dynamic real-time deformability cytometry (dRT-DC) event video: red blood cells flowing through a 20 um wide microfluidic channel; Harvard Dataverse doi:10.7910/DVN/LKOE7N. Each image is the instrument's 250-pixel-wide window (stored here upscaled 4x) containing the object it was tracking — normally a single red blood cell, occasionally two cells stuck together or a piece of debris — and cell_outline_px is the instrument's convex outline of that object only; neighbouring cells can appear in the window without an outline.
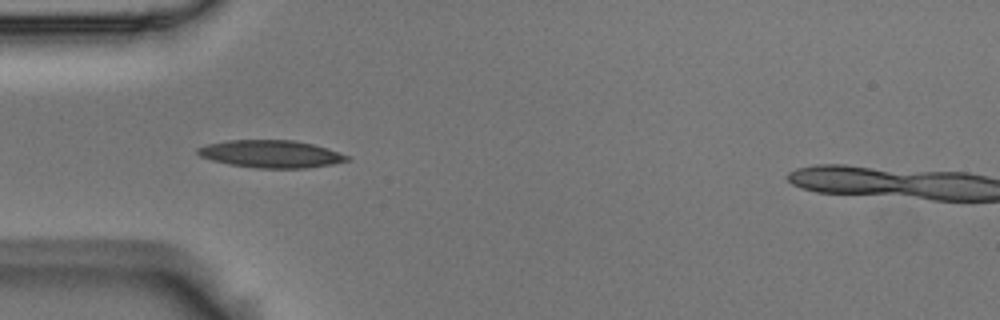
{"species": "Egyptian fruit bat (a non-hibernating species)", "species_latin": "Rousettus aegyptiacus", "temperature_condition": "room temperature", "stored_images_in_passage": 8, "camera_frame_rate_fps": 3000, "um_per_image_px": 0.085, "animal": {"sex": "male"}, "frame": {"image": 1, "passage_image": 5, "time_ms": 1.333, "image_size_px": [1000, 320], "cell_outline_px": [[352, 160], [332, 164], [308, 168], [256, 168], [228, 164], [212, 160], [200, 156], [196, 152], [196, 148], [208, 144], [228, 140], [296, 140], [328, 148], [352, 156]], "centroid_in_image_um": [23.08, 13.09], "position_along_channel_um": 61.9, "area_um2": 24.16}}
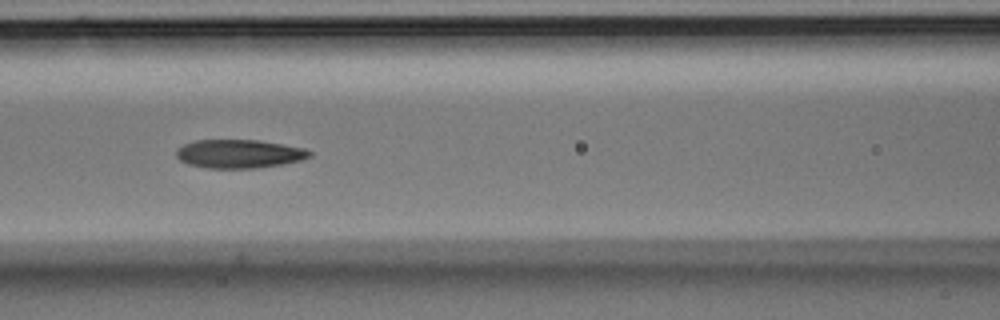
{"frame": {"image": 2, "passage_image": 7, "time_ms": 2.0, "image_size_px": [1000, 320], "cell_outline_px": [[312, 156], [300, 160], [280, 164], [256, 168], [208, 168], [188, 164], [180, 160], [176, 156], [176, 148], [184, 144], [196, 140], [260, 140], [304, 148], [312, 152]], "centroid_in_image_um": [20.31, 13.07], "position_along_channel_um": 146.3, "area_um2": 22.14}}
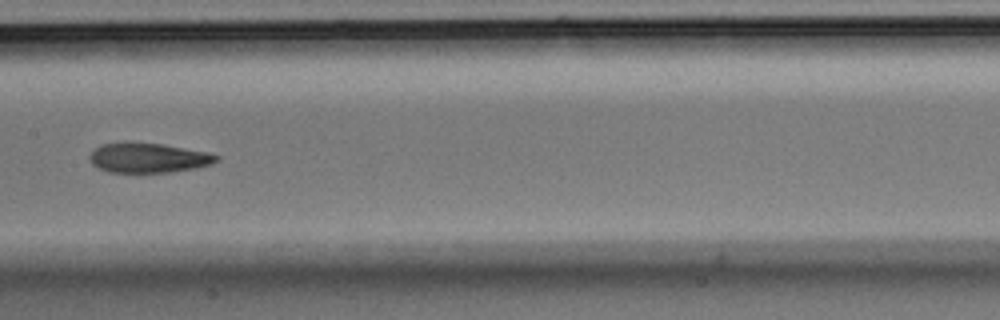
{"frame": {"image": 3, "passage_image": 8, "time_ms": 2.333, "image_size_px": [1000, 320], "cell_outline_px": [[220, 160], [212, 164], [196, 168], [172, 172], [108, 172], [92, 164], [88, 156], [100, 144], [160, 144], [208, 152], [220, 156]], "centroid_in_image_um": [12.67, 13.44], "position_along_channel_um": 194.7, "area_um2": 21.5}}